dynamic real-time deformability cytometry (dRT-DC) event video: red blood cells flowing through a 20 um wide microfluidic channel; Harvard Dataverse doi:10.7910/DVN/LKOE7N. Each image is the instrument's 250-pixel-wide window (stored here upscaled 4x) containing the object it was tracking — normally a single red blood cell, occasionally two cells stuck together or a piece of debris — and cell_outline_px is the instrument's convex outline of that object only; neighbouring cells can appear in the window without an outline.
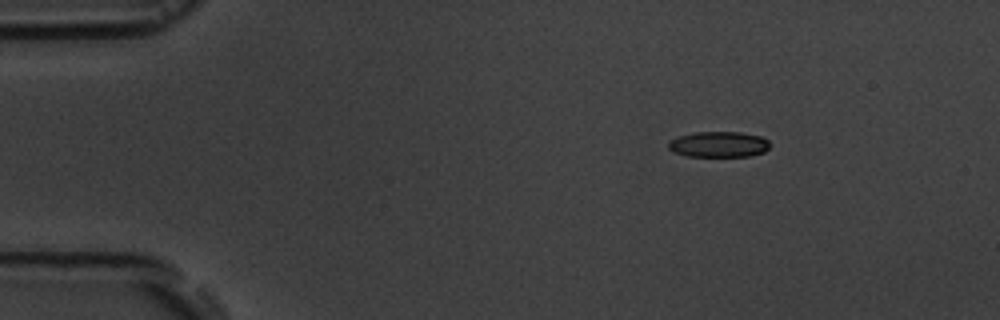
{"species": "common noctule bat (a hibernating species)", "species_latin": "Nyctalus noctula", "temperature_condition": "room temperature", "stored_images_in_passage": 6, "segment_of_instrument_passage": [2, 2], "camera_frame_rate_fps": 3000, "um_per_image_px": 0.085, "animal": {"sex": "male", "body_mass_g": 19.5, "forearm_length_mm": 54.6}, "frame": {"image": 1, "passage_image": 6, "time_ms": 5.667, "image_size_px": [1000, 320], "cell_outline_px": [[768, 148], [764, 152], [748, 156], [688, 156], [672, 152], [668, 148], [668, 140], [676, 136], [692, 132], [740, 132], [760, 136], [768, 140]], "centroid_in_image_um": [61.02, 12.26], "position_along_channel_um": 24.0, "area_um2": 15.32}}